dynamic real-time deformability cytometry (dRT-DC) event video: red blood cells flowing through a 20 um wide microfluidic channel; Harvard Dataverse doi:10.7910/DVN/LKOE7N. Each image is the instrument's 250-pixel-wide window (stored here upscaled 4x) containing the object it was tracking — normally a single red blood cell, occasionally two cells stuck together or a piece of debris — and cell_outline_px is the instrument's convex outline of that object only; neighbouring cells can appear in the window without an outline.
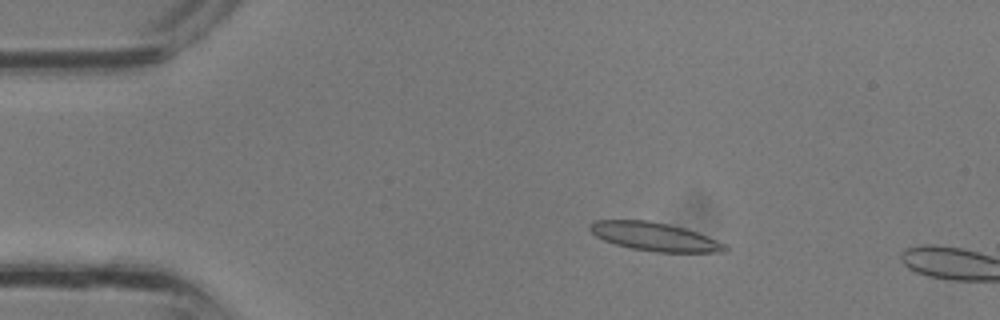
{"species": "common noctule bat (a hibernating species)", "species_latin": "Nyctalus noctula", "temperature_condition": "room temperature", "stored_images_in_passage": 34, "segment_of_instrument_passage": [1, 2], "camera_frame_rate_fps": 3000, "um_per_image_px": 0.085, "animal": {"sex": "male", "body_mass_g": 13.3}, "frame": {"image": 1, "passage_image": 5, "time_ms": 1.333, "image_size_px": [1000, 320], "cell_outline_px": [[728, 252], [656, 252], [632, 248], [616, 244], [604, 240], [596, 236], [588, 228], [596, 220], [648, 220], [668, 224], [684, 228], [708, 236], [728, 244]], "centroid_in_image_um": [55.7, 20.12], "position_along_channel_um": 29.3, "area_um2": 22.31}}
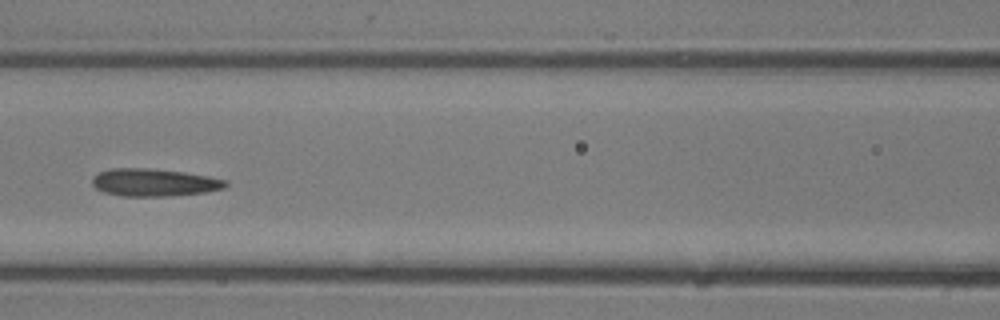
{"frame": {"image": 2, "passage_image": 14, "time_ms": 4.333, "image_size_px": [1000, 320], "cell_outline_px": [[228, 184], [224, 188], [204, 192], [168, 196], [120, 196], [104, 192], [96, 188], [92, 184], [92, 176], [100, 172], [112, 168], [148, 168], [184, 172], [208, 176], [228, 180]], "centroid_in_image_um": [13.09, 15.51], "position_along_channel_um": 153.5, "area_um2": 21.44}}
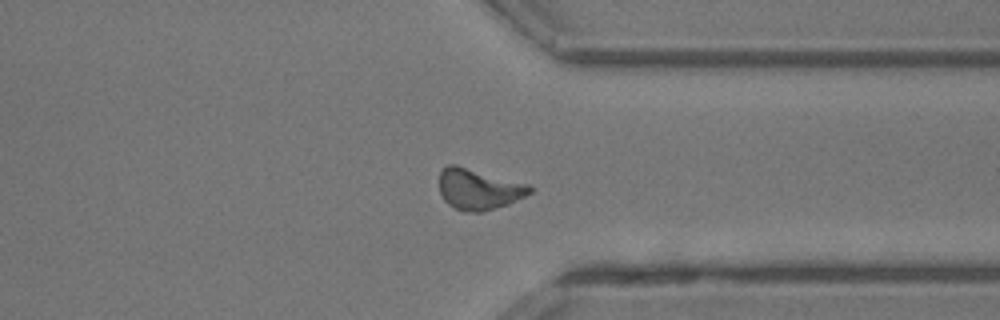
{"frame": {"image": 3, "passage_image": 25, "time_ms": 8.0, "image_size_px": [1000, 320], "cell_outline_px": [[532, 192], [508, 204], [484, 212], [464, 212], [448, 204], [444, 200], [440, 192], [440, 172], [448, 164], [456, 164], [528, 184], [532, 188]], "centroid_in_image_um": [40.67, 16.08], "position_along_channel_um": 370.7, "area_um2": 21.5}}